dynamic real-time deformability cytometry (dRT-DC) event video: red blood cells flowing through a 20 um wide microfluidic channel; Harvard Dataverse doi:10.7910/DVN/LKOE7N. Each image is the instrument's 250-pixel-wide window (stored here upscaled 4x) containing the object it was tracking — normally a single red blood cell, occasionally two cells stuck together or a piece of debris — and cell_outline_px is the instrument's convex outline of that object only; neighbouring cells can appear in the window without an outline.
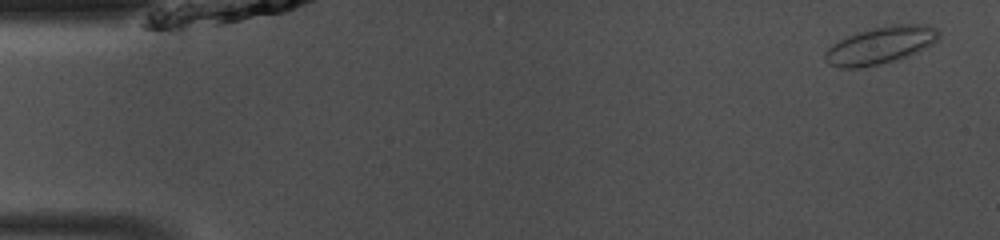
{"species": "common noctule bat (a hibernating species)", "species_latin": "Nyctalus noctula", "temperature_condition": "room temperature", "stored_images_in_passage": 48, "camera_frame_rate_fps": 3000, "um_per_image_px": 0.085, "animal": {"sex": "male", "body_mass_g": 13.0, "forearm_length_mm": 53.1}, "frame": {"image": 1, "passage_image": 2, "time_ms": 0.333, "image_size_px": [1000, 240], "cell_outline_px": [[940, 36], [932, 44], [916, 52], [880, 64], [860, 68], [840, 68], [828, 64], [824, 60], [824, 52], [832, 44], [848, 36], [872, 28], [892, 24], [928, 24], [940, 28]], "centroid_in_image_um": [74.84, 3.83], "position_along_channel_um": 10.2, "area_um2": 24.62}}
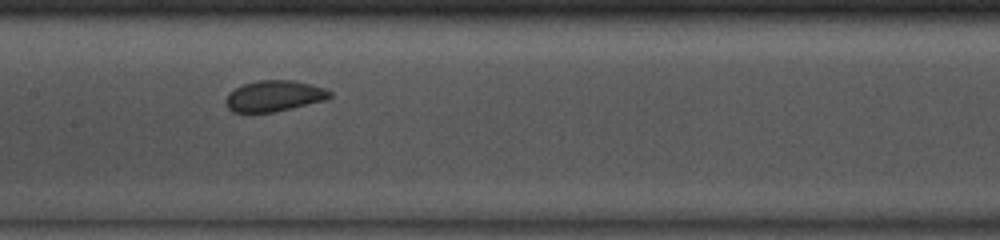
{"frame": {"image": 2, "passage_image": 23, "time_ms": 7.333, "image_size_px": [1000, 240], "cell_outline_px": [[332, 96], [324, 100], [272, 112], [232, 112], [228, 108], [228, 92], [244, 84], [260, 80], [292, 80], [324, 88], [332, 92]], "centroid_in_image_um": [23.31, 8.15], "position_along_channel_um": 184.1, "area_um2": 18.26}}
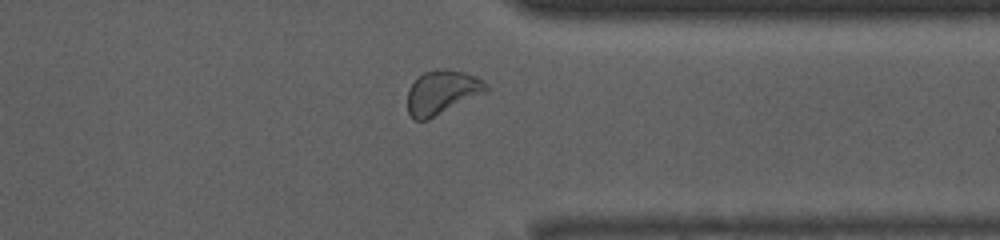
{"frame": {"image": 3, "passage_image": 37, "time_ms": 12.0, "image_size_px": [1000, 240], "cell_outline_px": [[488, 88], [484, 92], [428, 120], [412, 120], [408, 112], [408, 88], [424, 72], [436, 68], [448, 68], [464, 72], [476, 76], [484, 80], [488, 84]], "centroid_in_image_um": [37.55, 7.83], "position_along_channel_um": 373.8, "area_um2": 20.11}, "authors_computed_cell_mechanics": {"area_um2": 20.0855, "velocity_mm_per_s": 4.1197, "shape_relaxation_time_tau1_ms": 2.2523, "shape_relaxation_time_tau2_ms": null, "deformation_change_tau1": 0.0656, "deformation_change_tau2": null}}